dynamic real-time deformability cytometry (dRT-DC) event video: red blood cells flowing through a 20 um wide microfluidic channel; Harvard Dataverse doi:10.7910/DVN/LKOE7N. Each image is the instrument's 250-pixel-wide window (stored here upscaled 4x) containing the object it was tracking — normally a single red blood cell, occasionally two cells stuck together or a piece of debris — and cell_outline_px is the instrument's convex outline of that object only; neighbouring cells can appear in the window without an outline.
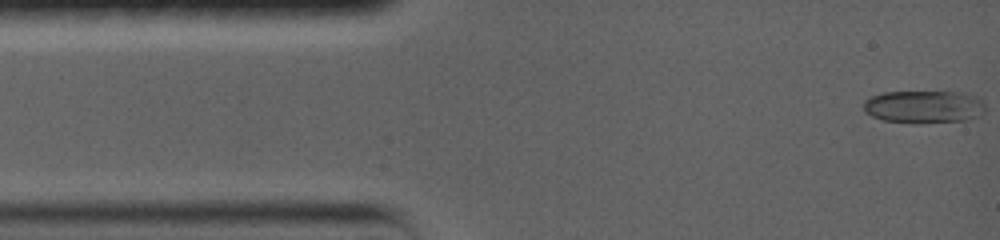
{"species": "common noctule bat (a hibernating species)", "species_latin": "Nyctalus noctula", "temperature_condition": "warm", "stored_images_in_passage": 17, "camera_frame_rate_fps": 5000, "um_per_image_px": 0.085, "animal": {"sex": "female", "body_mass_g": 19.0, "forearm_length_mm": 56.7}, "frame": {"image": 1, "passage_image": 1, "time_ms": 0.0, "image_size_px": [1000, 240], "cell_outline_px": [[984, 112], [976, 116], [964, 120], [884, 120], [872, 116], [864, 112], [864, 100], [872, 96], [884, 92], [960, 92], [976, 96], [984, 104]], "centroid_in_image_um": [78.5, 9.02], "position_along_channel_um": 6.5, "area_um2": 22.02}}
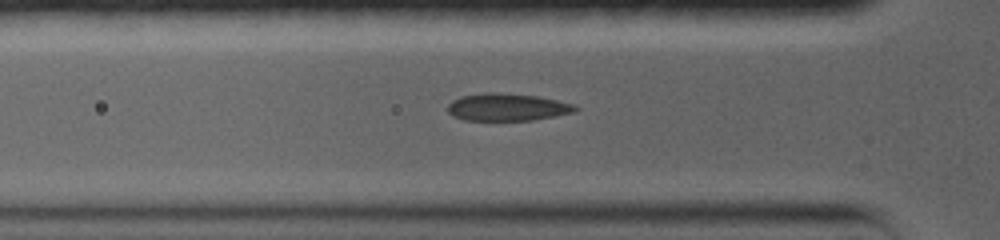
{"frame": {"image": 2, "passage_image": 10, "time_ms": 4.0, "image_size_px": [1000, 240], "cell_outline_px": [[580, 108], [576, 112], [556, 116], [532, 120], [464, 120], [452, 116], [448, 112], [448, 104], [452, 100], [460, 96], [484, 92], [496, 92], [536, 96], [556, 100], [572, 104]], "centroid_in_image_um": [43.1, 9.11], "position_along_channel_um": 82.7, "area_um2": 20.46}}
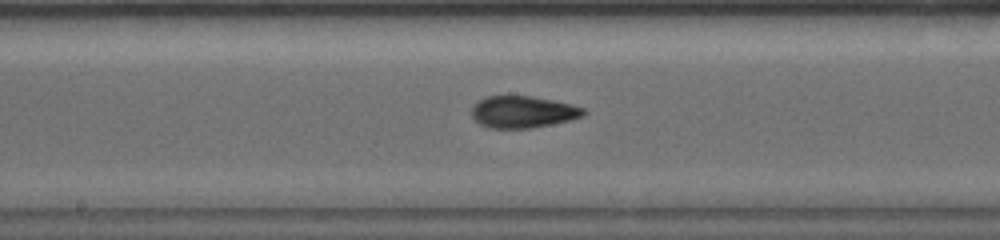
{"frame": {"image": 3, "passage_image": 17, "time_ms": 7.2, "image_size_px": [1000, 240], "cell_outline_px": [[588, 112], [584, 116], [572, 120], [532, 128], [488, 128], [480, 124], [472, 116], [472, 108], [484, 96], [532, 96], [572, 104], [584, 108]], "centroid_in_image_um": [44.49, 9.52], "position_along_channel_um": 203.7, "area_um2": 20.87}}